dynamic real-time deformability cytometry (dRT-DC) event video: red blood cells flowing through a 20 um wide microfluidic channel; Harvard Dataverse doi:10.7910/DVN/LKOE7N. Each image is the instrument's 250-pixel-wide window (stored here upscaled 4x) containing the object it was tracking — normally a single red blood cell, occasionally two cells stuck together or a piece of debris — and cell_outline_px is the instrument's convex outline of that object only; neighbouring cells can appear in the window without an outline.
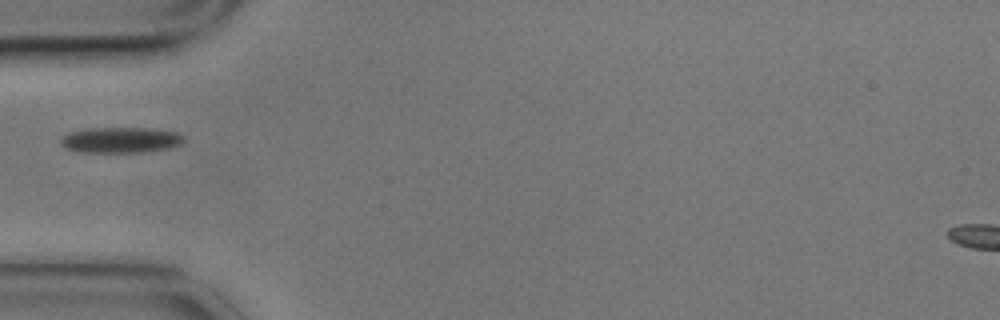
{"species": "common noctule bat (a hibernating species)", "species_latin": "Nyctalus noctula", "temperature_condition": "cold", "stored_images_in_passage": 1, "camera_frame_rate_fps": 3000, "um_per_image_px": 0.085, "animal": {"sex": "male", "body_mass_g": 17.9}, "frame": {"image": 1, "passage_image": 1, "time_ms": 0.0, "image_size_px": [1000, 320], "cell_outline_px": [[184, 140], [180, 144], [168, 148], [140, 152], [84, 152], [64, 148], [60, 144], [60, 140], [64, 136], [72, 132], [88, 128], [152, 128], [176, 132], [184, 136]], "centroid_in_image_um": [10.26, 11.89], "position_along_channel_um": 74.7, "area_um2": 18.26}}